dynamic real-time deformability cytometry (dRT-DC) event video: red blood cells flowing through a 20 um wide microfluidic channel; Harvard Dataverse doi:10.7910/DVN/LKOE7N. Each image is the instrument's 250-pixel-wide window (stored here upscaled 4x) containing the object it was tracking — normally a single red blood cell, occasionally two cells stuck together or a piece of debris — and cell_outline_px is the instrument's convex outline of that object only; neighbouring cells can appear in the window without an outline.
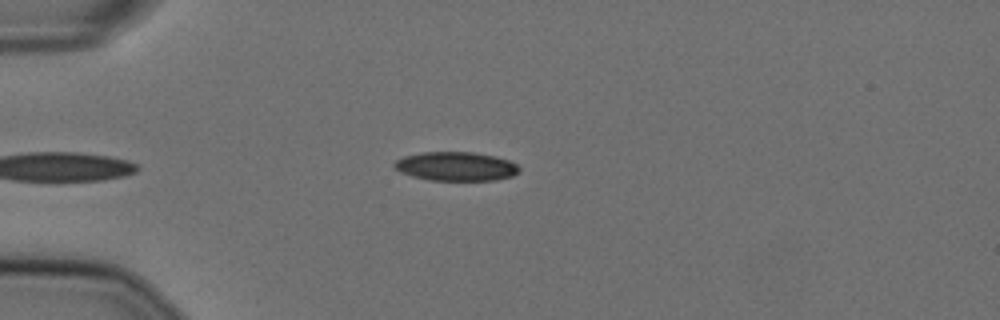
{"species": "Egyptian fruit bat (a non-hibernating species)", "species_latin": "Rousettus aegyptiacus", "temperature_condition": "cold", "stored_images_in_passage": 51, "camera_frame_rate_fps": 3000, "um_per_image_px": 0.085, "animal": {"sex": "female"}, "frame": {"image": 1, "passage_image": 15, "time_ms": 4.667, "image_size_px": [1000, 320], "cell_outline_px": [[520, 172], [512, 176], [496, 180], [428, 180], [412, 176], [400, 172], [392, 164], [396, 160], [404, 156], [420, 152], [472, 152], [496, 156], [508, 160], [516, 164], [520, 168]], "centroid_in_image_um": [38.76, 14.14], "position_along_channel_um": 46.2, "area_um2": 21.15}}
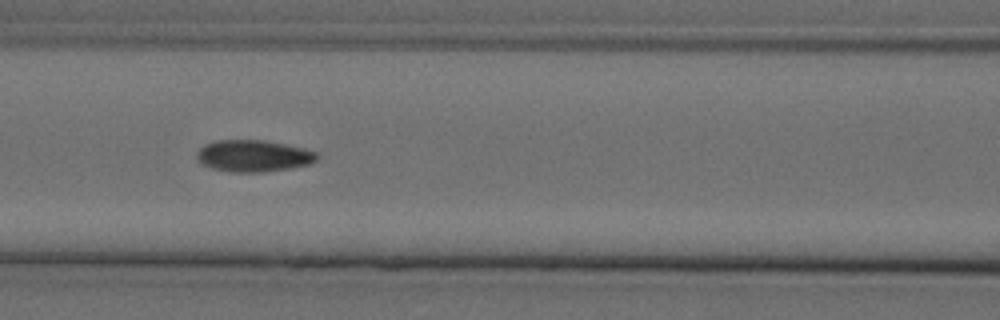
{"frame": {"image": 2, "passage_image": 25, "time_ms": 8.0, "image_size_px": [1000, 320], "cell_outline_px": [[320, 156], [316, 160], [308, 164], [288, 168], [260, 172], [228, 172], [212, 168], [196, 160], [196, 152], [204, 144], [216, 140], [264, 140], [304, 148], [316, 152]], "centroid_in_image_um": [21.51, 13.24], "position_along_channel_um": 145.1, "area_um2": 22.2}}
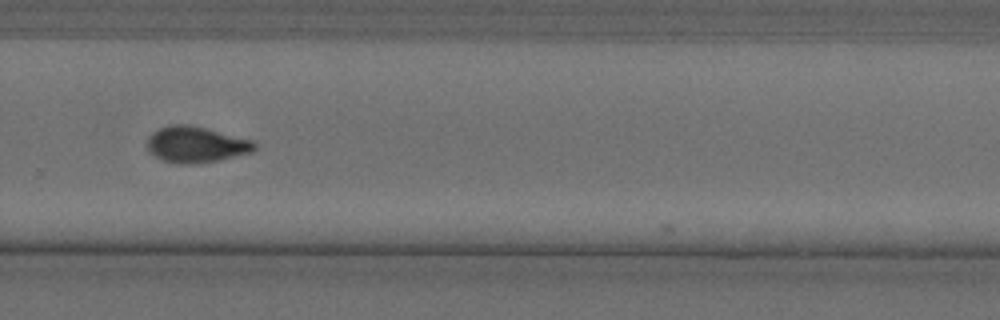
{"frame": {"image": 3, "passage_image": 39, "time_ms": 12.667, "image_size_px": [1000, 320], "cell_outline_px": [[256, 148], [252, 152], [216, 160], [196, 164], [176, 164], [164, 160], [148, 152], [148, 136], [152, 132], [168, 124], [188, 124], [256, 140]], "centroid_in_image_um": [16.67, 12.27], "position_along_channel_um": 313.1, "area_um2": 22.66}, "authors_computed_cell_mechanics": {"area_um2": 22.0796, "velocity_mm_per_s": 3.625, "shape_relaxation_time_tau1_ms": 7.3477, "shape_relaxation_time_tau2_ms": 2.4324, "deformation_change_tau1": 0.1741, "deformation_change_tau2": 0.0683}}